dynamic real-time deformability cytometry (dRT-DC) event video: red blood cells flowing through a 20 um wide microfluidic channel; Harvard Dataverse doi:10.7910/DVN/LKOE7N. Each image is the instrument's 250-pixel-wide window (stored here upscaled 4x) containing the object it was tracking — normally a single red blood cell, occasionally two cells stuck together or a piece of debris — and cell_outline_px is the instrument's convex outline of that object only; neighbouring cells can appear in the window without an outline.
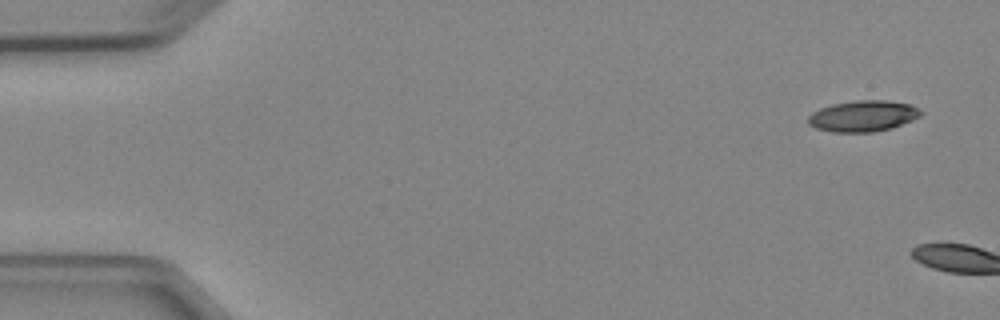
{"species": "Egyptian fruit bat (a non-hibernating species)", "species_latin": "Rousettus aegyptiacus", "temperature_condition": "cold", "stored_images_in_passage": 2, "camera_frame_rate_fps": 3000, "um_per_image_px": 0.085, "animal": {"sex": "female"}, "frame": {"image": 1, "passage_image": 1, "time_ms": 0.0, "image_size_px": [1000, 320], "cell_outline_px": [[924, 112], [920, 116], [912, 120], [892, 128], [872, 132], [832, 132], [816, 128], [808, 124], [808, 116], [812, 112], [820, 108], [832, 104], [856, 100], [888, 100], [912, 104]], "centroid_in_image_um": [73.37, 9.85], "position_along_channel_um": 11.6, "area_um2": 20.58}}